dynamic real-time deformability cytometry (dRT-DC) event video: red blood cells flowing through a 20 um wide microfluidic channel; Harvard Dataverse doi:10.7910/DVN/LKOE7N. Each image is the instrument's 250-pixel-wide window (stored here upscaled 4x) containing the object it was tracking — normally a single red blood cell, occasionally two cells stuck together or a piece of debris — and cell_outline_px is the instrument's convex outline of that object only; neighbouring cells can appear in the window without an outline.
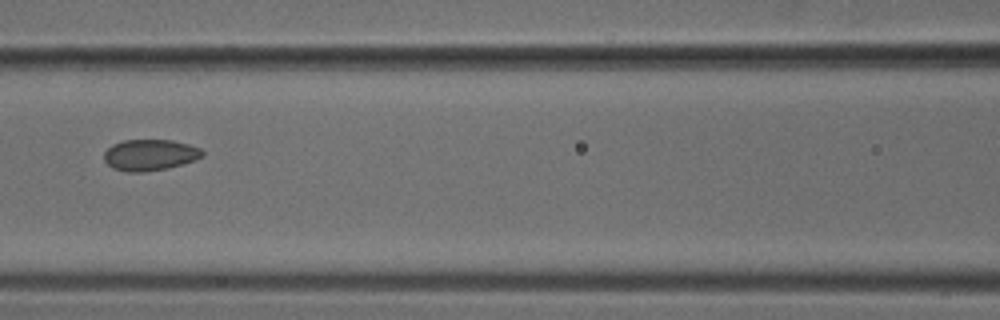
{"species": "common noctule bat (a hibernating species)", "species_latin": "Nyctalus noctula", "temperature_condition": "cold", "stored_images_in_passage": 4, "camera_frame_rate_fps": 3000, "um_per_image_px": 0.085, "animal": {"sex": "male", "body_mass_g": 18.8}, "frame": {"image": 1, "passage_image": 4, "time_ms": 1.0, "image_size_px": [1000, 320], "cell_outline_px": [[204, 156], [196, 160], [168, 168], [144, 172], [124, 172], [112, 168], [104, 160], [104, 152], [112, 144], [124, 140], [172, 140], [188, 144], [200, 148], [204, 152]], "centroid_in_image_um": [12.74, 13.18], "position_along_channel_um": 153.9, "area_um2": 18.03}}